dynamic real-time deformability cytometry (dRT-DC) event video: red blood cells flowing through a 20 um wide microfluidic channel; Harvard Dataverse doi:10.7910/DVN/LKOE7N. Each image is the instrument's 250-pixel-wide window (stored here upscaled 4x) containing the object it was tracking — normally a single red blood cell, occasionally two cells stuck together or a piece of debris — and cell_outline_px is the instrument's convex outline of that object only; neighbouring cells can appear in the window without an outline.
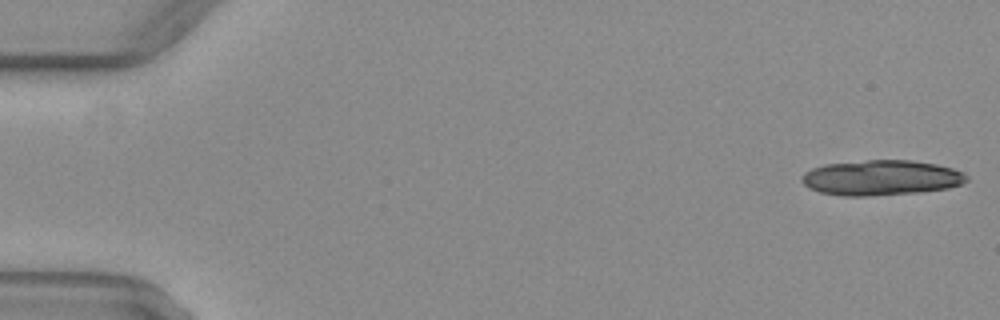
{"species": "common noctule bat (a hibernating species)", "species_latin": "Nyctalus noctula", "temperature_condition": "warm", "stored_images_in_passage": 14, "camera_frame_rate_fps": 3000, "um_per_image_px": 0.085, "animal": {"sex": "female", "body_mass_g": 29.2, "forearm_length_mm": 56.3}, "frame": {"image": 1, "passage_image": 1, "time_ms": 0.0, "image_size_px": [1000, 320], "cell_outline_px": [[968, 180], [960, 184], [948, 188], [920, 192], [868, 196], [844, 196], [820, 192], [808, 188], [800, 180], [800, 176], [804, 172], [812, 168], [824, 164], [864, 160], [912, 160], [936, 164], [952, 168], [964, 172], [968, 176]], "centroid_in_image_um": [74.87, 15.1], "position_along_channel_um": 10.1, "area_um2": 34.1}}